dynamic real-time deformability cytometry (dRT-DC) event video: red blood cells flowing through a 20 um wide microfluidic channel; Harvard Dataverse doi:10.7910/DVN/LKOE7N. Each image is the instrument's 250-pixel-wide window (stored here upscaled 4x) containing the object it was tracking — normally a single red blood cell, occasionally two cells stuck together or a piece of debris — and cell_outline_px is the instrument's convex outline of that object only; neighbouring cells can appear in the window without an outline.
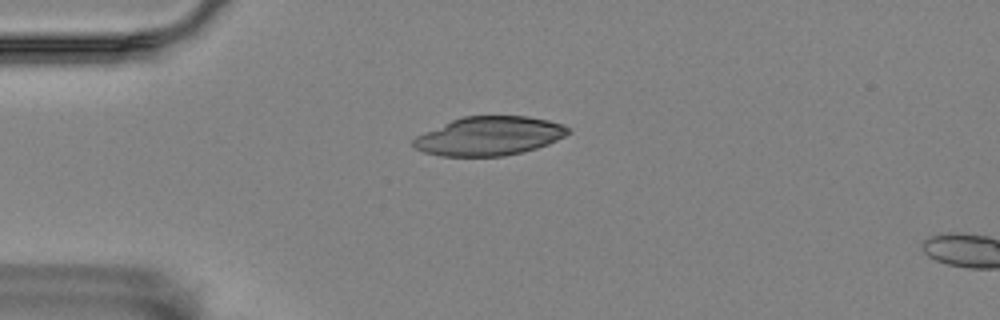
{"species": "Egyptian fruit bat (a non-hibernating species)", "species_latin": "Rousettus aegyptiacus", "temperature_condition": "room temperature", "stored_images_in_passage": 5, "camera_frame_rate_fps": 3000, "um_per_image_px": 0.085, "animal": {"sex": "female"}, "frame": {"image": 1, "passage_image": 2, "time_ms": 0.333, "image_size_px": [1000, 320], "cell_outline_px": [[572, 132], [548, 144], [536, 148], [504, 156], [440, 156], [424, 152], [416, 148], [412, 144], [412, 140], [416, 136], [424, 132], [452, 120], [464, 116], [528, 116], [548, 120], [564, 124]], "centroid_in_image_um": [41.59, 11.56], "position_along_channel_um": 43.4, "area_um2": 34.91}}